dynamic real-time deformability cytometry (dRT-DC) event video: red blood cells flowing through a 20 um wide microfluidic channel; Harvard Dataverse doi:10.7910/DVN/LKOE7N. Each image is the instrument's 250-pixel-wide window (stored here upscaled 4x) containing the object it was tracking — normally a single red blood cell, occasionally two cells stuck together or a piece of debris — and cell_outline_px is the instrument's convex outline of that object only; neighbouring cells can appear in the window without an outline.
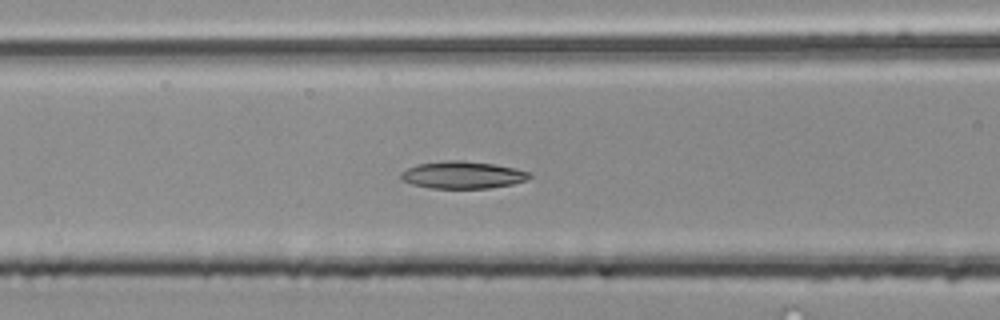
{"species": "common noctule bat (a hibernating species)", "species_latin": "Nyctalus noctula", "temperature_condition": "room temperature", "stored_images_in_passage": 38, "camera_frame_rate_fps": 3000, "um_per_image_px": 0.085, "animal": {"sex": "male", "body_mass_g": 20.4}, "frame": {"image": 1, "passage_image": 8, "time_ms": 2.333, "image_size_px": [1000, 320], "cell_outline_px": [[532, 176], [524, 180], [512, 184], [488, 188], [428, 188], [412, 184], [400, 180], [400, 172], [416, 164], [448, 160], [460, 160], [492, 164], [516, 168], [532, 172]], "centroid_in_image_um": [39.29, 14.87], "position_along_channel_um": 127.3, "area_um2": 20.46}}
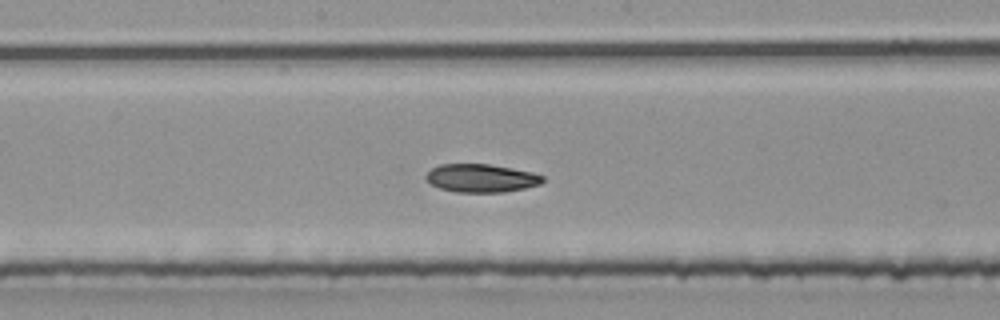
{"frame": {"image": 2, "passage_image": 14, "time_ms": 4.333, "image_size_px": [1000, 320], "cell_outline_px": [[544, 180], [540, 184], [524, 188], [504, 192], [456, 192], [440, 188], [432, 184], [424, 176], [432, 168], [440, 164], [488, 164], [512, 168], [532, 172], [544, 176]], "centroid_in_image_um": [40.91, 15.14], "position_along_channel_um": 207.3, "area_um2": 19.07}}
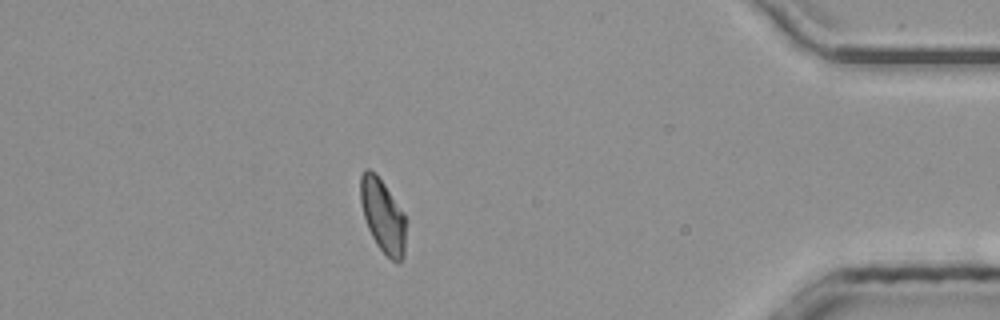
{"frame": {"image": 3, "passage_image": 32, "time_ms": 10.333, "image_size_px": [1000, 320], "cell_outline_px": [[408, 220], [404, 256], [400, 260], [392, 260], [376, 244], [368, 228], [364, 216], [360, 200], [360, 176], [368, 168], [376, 172], [404, 212]], "centroid_in_image_um": [32.58, 18.32], "position_along_channel_um": 402.6, "area_um2": 19.71}, "authors_computed_cell_mechanics": {"area_um2": 19.6231, "velocity_mm_per_s": 4.0041, "shape_relaxation_time_tau1_ms": null, "shape_relaxation_time_tau2_ms": 5.1209, "deformation_change_tau1": null, "deformation_change_tau2": 0.1048}}